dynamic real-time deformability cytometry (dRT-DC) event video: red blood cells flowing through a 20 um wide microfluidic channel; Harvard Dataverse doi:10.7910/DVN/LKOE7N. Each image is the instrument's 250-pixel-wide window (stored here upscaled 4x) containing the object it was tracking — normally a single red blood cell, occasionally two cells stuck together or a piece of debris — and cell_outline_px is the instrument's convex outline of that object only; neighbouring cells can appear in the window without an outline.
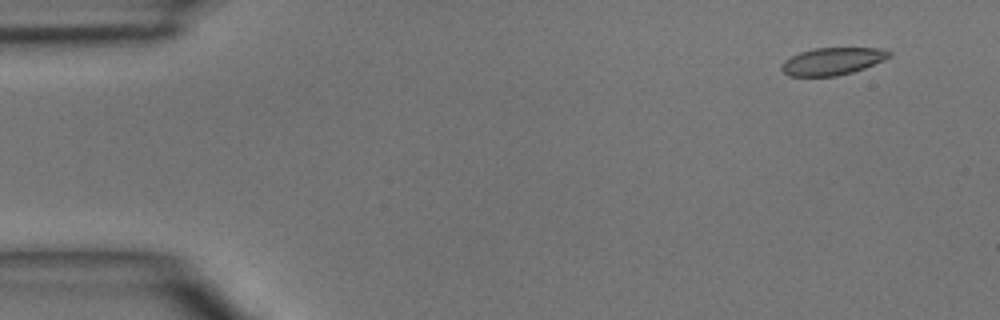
{"species": "common noctule bat (a hibernating species)", "species_latin": "Nyctalus noctula", "temperature_condition": "room temperature", "stored_images_in_passage": 5, "segment_of_instrument_passage": [1, 2], "camera_frame_rate_fps": 3000, "um_per_image_px": 0.085, "animal": {"sex": "male", "body_mass_g": 15.6}, "frame": {"image": 1, "passage_image": 1, "time_ms": 0.0, "image_size_px": [1000, 320], "cell_outline_px": [[892, 56], [864, 68], [852, 72], [836, 76], [788, 76], [780, 68], [780, 64], [784, 60], [800, 52], [812, 48], [880, 48], [892, 52]], "centroid_in_image_um": [70.73, 5.2], "position_along_channel_um": 14.3, "area_um2": 17.17}}